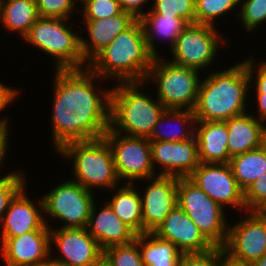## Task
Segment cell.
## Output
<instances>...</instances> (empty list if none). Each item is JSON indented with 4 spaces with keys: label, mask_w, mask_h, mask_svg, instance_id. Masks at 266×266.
<instances>
[{
    "label": "cell",
    "mask_w": 266,
    "mask_h": 266,
    "mask_svg": "<svg viewBox=\"0 0 266 266\" xmlns=\"http://www.w3.org/2000/svg\"><path fill=\"white\" fill-rule=\"evenodd\" d=\"M52 79L50 148L57 152L70 142L103 137L110 127L112 84L88 67L54 70Z\"/></svg>",
    "instance_id": "cell-1"
},
{
    "label": "cell",
    "mask_w": 266,
    "mask_h": 266,
    "mask_svg": "<svg viewBox=\"0 0 266 266\" xmlns=\"http://www.w3.org/2000/svg\"><path fill=\"white\" fill-rule=\"evenodd\" d=\"M230 64L202 76L193 110L196 121H226L249 111L250 79L245 62Z\"/></svg>",
    "instance_id": "cell-2"
},
{
    "label": "cell",
    "mask_w": 266,
    "mask_h": 266,
    "mask_svg": "<svg viewBox=\"0 0 266 266\" xmlns=\"http://www.w3.org/2000/svg\"><path fill=\"white\" fill-rule=\"evenodd\" d=\"M153 60L137 19L101 50L88 63V68L109 82H143Z\"/></svg>",
    "instance_id": "cell-3"
},
{
    "label": "cell",
    "mask_w": 266,
    "mask_h": 266,
    "mask_svg": "<svg viewBox=\"0 0 266 266\" xmlns=\"http://www.w3.org/2000/svg\"><path fill=\"white\" fill-rule=\"evenodd\" d=\"M143 82H119L111 89L110 128L128 136L149 138L166 108ZM146 88V90H145ZM148 89V90H147ZM152 92V94H151Z\"/></svg>",
    "instance_id": "cell-4"
},
{
    "label": "cell",
    "mask_w": 266,
    "mask_h": 266,
    "mask_svg": "<svg viewBox=\"0 0 266 266\" xmlns=\"http://www.w3.org/2000/svg\"><path fill=\"white\" fill-rule=\"evenodd\" d=\"M56 154L70 162L69 172L73 171L69 178L88 191L106 193L121 184L111 147L104 137L67 143Z\"/></svg>",
    "instance_id": "cell-5"
},
{
    "label": "cell",
    "mask_w": 266,
    "mask_h": 266,
    "mask_svg": "<svg viewBox=\"0 0 266 266\" xmlns=\"http://www.w3.org/2000/svg\"><path fill=\"white\" fill-rule=\"evenodd\" d=\"M74 19L39 17L23 37L32 49L53 58L54 70L85 69L88 63L80 49V31ZM72 21V22H71ZM71 24V25H70ZM75 28H77L75 30ZM29 44V45H28ZM51 56V57H50Z\"/></svg>",
    "instance_id": "cell-6"
},
{
    "label": "cell",
    "mask_w": 266,
    "mask_h": 266,
    "mask_svg": "<svg viewBox=\"0 0 266 266\" xmlns=\"http://www.w3.org/2000/svg\"><path fill=\"white\" fill-rule=\"evenodd\" d=\"M201 73L160 56L154 57L144 82L156 88L153 93L166 109L193 111L203 76Z\"/></svg>",
    "instance_id": "cell-7"
},
{
    "label": "cell",
    "mask_w": 266,
    "mask_h": 266,
    "mask_svg": "<svg viewBox=\"0 0 266 266\" xmlns=\"http://www.w3.org/2000/svg\"><path fill=\"white\" fill-rule=\"evenodd\" d=\"M43 194L44 218L50 228L87 227L92 206L97 196L70 178L58 181ZM53 221L57 225L50 221ZM51 223V224H50ZM59 225V226H58ZM54 226V227H53Z\"/></svg>",
    "instance_id": "cell-8"
},
{
    "label": "cell",
    "mask_w": 266,
    "mask_h": 266,
    "mask_svg": "<svg viewBox=\"0 0 266 266\" xmlns=\"http://www.w3.org/2000/svg\"><path fill=\"white\" fill-rule=\"evenodd\" d=\"M219 29V30H218ZM222 28L201 23L188 24L183 32L178 36L175 46L168 50V60L176 65L197 69L200 72L212 70L219 59V52L230 46L227 37L222 35ZM224 43V44H223ZM219 51V52H218ZM171 59V60H170ZM212 66V67H211ZM208 68V69H207ZM206 69V70H205Z\"/></svg>",
    "instance_id": "cell-9"
},
{
    "label": "cell",
    "mask_w": 266,
    "mask_h": 266,
    "mask_svg": "<svg viewBox=\"0 0 266 266\" xmlns=\"http://www.w3.org/2000/svg\"><path fill=\"white\" fill-rule=\"evenodd\" d=\"M177 203L215 247L226 244L229 220L232 219L188 177L178 178Z\"/></svg>",
    "instance_id": "cell-10"
},
{
    "label": "cell",
    "mask_w": 266,
    "mask_h": 266,
    "mask_svg": "<svg viewBox=\"0 0 266 266\" xmlns=\"http://www.w3.org/2000/svg\"><path fill=\"white\" fill-rule=\"evenodd\" d=\"M103 137L111 147L115 171L121 183L134 184L157 176L148 138L117 133L110 127Z\"/></svg>",
    "instance_id": "cell-11"
},
{
    "label": "cell",
    "mask_w": 266,
    "mask_h": 266,
    "mask_svg": "<svg viewBox=\"0 0 266 266\" xmlns=\"http://www.w3.org/2000/svg\"><path fill=\"white\" fill-rule=\"evenodd\" d=\"M188 178L227 212L232 207L240 213L245 212L244 191L229 163H200Z\"/></svg>",
    "instance_id": "cell-12"
},
{
    "label": "cell",
    "mask_w": 266,
    "mask_h": 266,
    "mask_svg": "<svg viewBox=\"0 0 266 266\" xmlns=\"http://www.w3.org/2000/svg\"><path fill=\"white\" fill-rule=\"evenodd\" d=\"M134 184L141 197L142 234L154 232L178 205V178L157 175Z\"/></svg>",
    "instance_id": "cell-13"
},
{
    "label": "cell",
    "mask_w": 266,
    "mask_h": 266,
    "mask_svg": "<svg viewBox=\"0 0 266 266\" xmlns=\"http://www.w3.org/2000/svg\"><path fill=\"white\" fill-rule=\"evenodd\" d=\"M50 256L69 266H94L103 250L86 227L50 228Z\"/></svg>",
    "instance_id": "cell-14"
},
{
    "label": "cell",
    "mask_w": 266,
    "mask_h": 266,
    "mask_svg": "<svg viewBox=\"0 0 266 266\" xmlns=\"http://www.w3.org/2000/svg\"><path fill=\"white\" fill-rule=\"evenodd\" d=\"M241 214L239 222H229L227 241L222 248L234 259L253 263L266 254V220L254 211Z\"/></svg>",
    "instance_id": "cell-15"
},
{
    "label": "cell",
    "mask_w": 266,
    "mask_h": 266,
    "mask_svg": "<svg viewBox=\"0 0 266 266\" xmlns=\"http://www.w3.org/2000/svg\"><path fill=\"white\" fill-rule=\"evenodd\" d=\"M150 147L157 175L187 178L200 165L195 134L179 142L150 141Z\"/></svg>",
    "instance_id": "cell-16"
},
{
    "label": "cell",
    "mask_w": 266,
    "mask_h": 266,
    "mask_svg": "<svg viewBox=\"0 0 266 266\" xmlns=\"http://www.w3.org/2000/svg\"><path fill=\"white\" fill-rule=\"evenodd\" d=\"M28 185L26 184L10 201L0 222V238L18 237L35 230H50L44 218L42 197L38 195V198L30 199Z\"/></svg>",
    "instance_id": "cell-17"
},
{
    "label": "cell",
    "mask_w": 266,
    "mask_h": 266,
    "mask_svg": "<svg viewBox=\"0 0 266 266\" xmlns=\"http://www.w3.org/2000/svg\"><path fill=\"white\" fill-rule=\"evenodd\" d=\"M153 233L172 242L182 254L206 253L215 248L178 205Z\"/></svg>",
    "instance_id": "cell-18"
},
{
    "label": "cell",
    "mask_w": 266,
    "mask_h": 266,
    "mask_svg": "<svg viewBox=\"0 0 266 266\" xmlns=\"http://www.w3.org/2000/svg\"><path fill=\"white\" fill-rule=\"evenodd\" d=\"M50 256V230H35L13 238H0L4 265L40 266Z\"/></svg>",
    "instance_id": "cell-19"
},
{
    "label": "cell",
    "mask_w": 266,
    "mask_h": 266,
    "mask_svg": "<svg viewBox=\"0 0 266 266\" xmlns=\"http://www.w3.org/2000/svg\"><path fill=\"white\" fill-rule=\"evenodd\" d=\"M137 19L130 13L119 14L105 19L81 20L80 49L84 60L89 63L101 50ZM84 25H83V24ZM87 34L86 36L82 34Z\"/></svg>",
    "instance_id": "cell-20"
},
{
    "label": "cell",
    "mask_w": 266,
    "mask_h": 266,
    "mask_svg": "<svg viewBox=\"0 0 266 266\" xmlns=\"http://www.w3.org/2000/svg\"><path fill=\"white\" fill-rule=\"evenodd\" d=\"M101 197H98L91 209L86 227L89 234L102 250L113 245L128 244L134 241L137 234L119 219L109 204L105 200L102 205L101 202L97 204Z\"/></svg>",
    "instance_id": "cell-21"
},
{
    "label": "cell",
    "mask_w": 266,
    "mask_h": 266,
    "mask_svg": "<svg viewBox=\"0 0 266 266\" xmlns=\"http://www.w3.org/2000/svg\"><path fill=\"white\" fill-rule=\"evenodd\" d=\"M195 136L200 163H229L226 121H196Z\"/></svg>",
    "instance_id": "cell-22"
},
{
    "label": "cell",
    "mask_w": 266,
    "mask_h": 266,
    "mask_svg": "<svg viewBox=\"0 0 266 266\" xmlns=\"http://www.w3.org/2000/svg\"><path fill=\"white\" fill-rule=\"evenodd\" d=\"M227 122L229 161L233 156L263 145L265 124L249 111L232 117Z\"/></svg>",
    "instance_id": "cell-23"
},
{
    "label": "cell",
    "mask_w": 266,
    "mask_h": 266,
    "mask_svg": "<svg viewBox=\"0 0 266 266\" xmlns=\"http://www.w3.org/2000/svg\"><path fill=\"white\" fill-rule=\"evenodd\" d=\"M141 22L147 47L154 57L162 56L158 43L162 47L167 44L170 50L175 46L178 36L183 32L188 23L180 17H169L163 15H142ZM161 50V51H160Z\"/></svg>",
    "instance_id": "cell-24"
},
{
    "label": "cell",
    "mask_w": 266,
    "mask_h": 266,
    "mask_svg": "<svg viewBox=\"0 0 266 266\" xmlns=\"http://www.w3.org/2000/svg\"><path fill=\"white\" fill-rule=\"evenodd\" d=\"M104 199L119 219L137 235L142 234V206L139 190L135 184L121 183ZM114 193V194H113Z\"/></svg>",
    "instance_id": "cell-25"
},
{
    "label": "cell",
    "mask_w": 266,
    "mask_h": 266,
    "mask_svg": "<svg viewBox=\"0 0 266 266\" xmlns=\"http://www.w3.org/2000/svg\"><path fill=\"white\" fill-rule=\"evenodd\" d=\"M195 123L194 111L166 109L154 125L148 139L174 142L188 139L195 134Z\"/></svg>",
    "instance_id": "cell-26"
},
{
    "label": "cell",
    "mask_w": 266,
    "mask_h": 266,
    "mask_svg": "<svg viewBox=\"0 0 266 266\" xmlns=\"http://www.w3.org/2000/svg\"><path fill=\"white\" fill-rule=\"evenodd\" d=\"M39 18L36 0H5L0 2V26L8 34L17 33L21 40ZM11 32V33H10Z\"/></svg>",
    "instance_id": "cell-27"
},
{
    "label": "cell",
    "mask_w": 266,
    "mask_h": 266,
    "mask_svg": "<svg viewBox=\"0 0 266 266\" xmlns=\"http://www.w3.org/2000/svg\"><path fill=\"white\" fill-rule=\"evenodd\" d=\"M139 249L145 266H178L181 251L153 232L139 235Z\"/></svg>",
    "instance_id": "cell-28"
},
{
    "label": "cell",
    "mask_w": 266,
    "mask_h": 266,
    "mask_svg": "<svg viewBox=\"0 0 266 266\" xmlns=\"http://www.w3.org/2000/svg\"><path fill=\"white\" fill-rule=\"evenodd\" d=\"M229 165L239 187L245 191L247 187L266 173V147H261L233 156Z\"/></svg>",
    "instance_id": "cell-29"
},
{
    "label": "cell",
    "mask_w": 266,
    "mask_h": 266,
    "mask_svg": "<svg viewBox=\"0 0 266 266\" xmlns=\"http://www.w3.org/2000/svg\"><path fill=\"white\" fill-rule=\"evenodd\" d=\"M239 6L240 0H195V23L219 27L220 21L228 20L226 17L238 16Z\"/></svg>",
    "instance_id": "cell-30"
},
{
    "label": "cell",
    "mask_w": 266,
    "mask_h": 266,
    "mask_svg": "<svg viewBox=\"0 0 266 266\" xmlns=\"http://www.w3.org/2000/svg\"><path fill=\"white\" fill-rule=\"evenodd\" d=\"M233 20L242 25L240 29L242 32L246 30L248 38L249 35H254L259 27L266 25V0H240L237 19Z\"/></svg>",
    "instance_id": "cell-31"
},
{
    "label": "cell",
    "mask_w": 266,
    "mask_h": 266,
    "mask_svg": "<svg viewBox=\"0 0 266 266\" xmlns=\"http://www.w3.org/2000/svg\"><path fill=\"white\" fill-rule=\"evenodd\" d=\"M103 259L109 266H145L139 249V235L131 243L105 248Z\"/></svg>",
    "instance_id": "cell-32"
},
{
    "label": "cell",
    "mask_w": 266,
    "mask_h": 266,
    "mask_svg": "<svg viewBox=\"0 0 266 266\" xmlns=\"http://www.w3.org/2000/svg\"><path fill=\"white\" fill-rule=\"evenodd\" d=\"M144 15L180 17L192 24L195 23V0H153L152 8Z\"/></svg>",
    "instance_id": "cell-33"
},
{
    "label": "cell",
    "mask_w": 266,
    "mask_h": 266,
    "mask_svg": "<svg viewBox=\"0 0 266 266\" xmlns=\"http://www.w3.org/2000/svg\"><path fill=\"white\" fill-rule=\"evenodd\" d=\"M17 170V171H16ZM11 170L8 174L0 175V222L13 197L30 181L27 180L25 170ZM24 171V172H23Z\"/></svg>",
    "instance_id": "cell-34"
},
{
    "label": "cell",
    "mask_w": 266,
    "mask_h": 266,
    "mask_svg": "<svg viewBox=\"0 0 266 266\" xmlns=\"http://www.w3.org/2000/svg\"><path fill=\"white\" fill-rule=\"evenodd\" d=\"M122 11L118 0H85L79 5L80 20L105 19Z\"/></svg>",
    "instance_id": "cell-35"
},
{
    "label": "cell",
    "mask_w": 266,
    "mask_h": 266,
    "mask_svg": "<svg viewBox=\"0 0 266 266\" xmlns=\"http://www.w3.org/2000/svg\"><path fill=\"white\" fill-rule=\"evenodd\" d=\"M36 5L39 17L75 19L79 12L76 0H36Z\"/></svg>",
    "instance_id": "cell-36"
},
{
    "label": "cell",
    "mask_w": 266,
    "mask_h": 266,
    "mask_svg": "<svg viewBox=\"0 0 266 266\" xmlns=\"http://www.w3.org/2000/svg\"><path fill=\"white\" fill-rule=\"evenodd\" d=\"M249 55L250 56L247 55V57H244V59L242 56V60L245 62L250 79V93H266V58L259 61L254 54Z\"/></svg>",
    "instance_id": "cell-37"
},
{
    "label": "cell",
    "mask_w": 266,
    "mask_h": 266,
    "mask_svg": "<svg viewBox=\"0 0 266 266\" xmlns=\"http://www.w3.org/2000/svg\"><path fill=\"white\" fill-rule=\"evenodd\" d=\"M266 200V173L244 191L245 212L254 211Z\"/></svg>",
    "instance_id": "cell-38"
},
{
    "label": "cell",
    "mask_w": 266,
    "mask_h": 266,
    "mask_svg": "<svg viewBox=\"0 0 266 266\" xmlns=\"http://www.w3.org/2000/svg\"><path fill=\"white\" fill-rule=\"evenodd\" d=\"M220 247L206 253L182 254L178 266H219Z\"/></svg>",
    "instance_id": "cell-39"
},
{
    "label": "cell",
    "mask_w": 266,
    "mask_h": 266,
    "mask_svg": "<svg viewBox=\"0 0 266 266\" xmlns=\"http://www.w3.org/2000/svg\"><path fill=\"white\" fill-rule=\"evenodd\" d=\"M20 87L18 88L17 86L13 87L7 85L6 83L4 84L1 80L0 82V114H5L7 111V108L11 107L13 103L15 104V101L20 98V94L23 92L22 90L20 91ZM19 96V97H18ZM14 101V102H13ZM4 112V113H3ZM0 115V124H5V123H12L10 121V117L5 115ZM9 118V119H8Z\"/></svg>",
    "instance_id": "cell-40"
},
{
    "label": "cell",
    "mask_w": 266,
    "mask_h": 266,
    "mask_svg": "<svg viewBox=\"0 0 266 266\" xmlns=\"http://www.w3.org/2000/svg\"><path fill=\"white\" fill-rule=\"evenodd\" d=\"M122 11L132 14L136 19L148 12L153 0H118ZM147 8V9H146Z\"/></svg>",
    "instance_id": "cell-41"
},
{
    "label": "cell",
    "mask_w": 266,
    "mask_h": 266,
    "mask_svg": "<svg viewBox=\"0 0 266 266\" xmlns=\"http://www.w3.org/2000/svg\"><path fill=\"white\" fill-rule=\"evenodd\" d=\"M10 132H11L10 123L0 124V175H1V173L2 174H8L7 172L5 173L3 170L5 168V166H4L5 163H7V162H5L7 160L6 157L7 158L10 157V155L8 156V151L11 149V148H9L10 144H11V143H9L10 142L9 139H10V137L12 138L11 135L13 134ZM2 168H3V170L1 172Z\"/></svg>",
    "instance_id": "cell-42"
},
{
    "label": "cell",
    "mask_w": 266,
    "mask_h": 266,
    "mask_svg": "<svg viewBox=\"0 0 266 266\" xmlns=\"http://www.w3.org/2000/svg\"><path fill=\"white\" fill-rule=\"evenodd\" d=\"M250 93V97L252 96V100L250 102V106H252V102H255L254 104V110L251 107L249 109V112L254 115L259 121L263 122L266 124V93ZM255 97V99H254ZM254 100V101H253ZM253 110V111H252Z\"/></svg>",
    "instance_id": "cell-43"
},
{
    "label": "cell",
    "mask_w": 266,
    "mask_h": 266,
    "mask_svg": "<svg viewBox=\"0 0 266 266\" xmlns=\"http://www.w3.org/2000/svg\"><path fill=\"white\" fill-rule=\"evenodd\" d=\"M219 266H253L252 263L239 261L227 254L222 247H220V263Z\"/></svg>",
    "instance_id": "cell-44"
},
{
    "label": "cell",
    "mask_w": 266,
    "mask_h": 266,
    "mask_svg": "<svg viewBox=\"0 0 266 266\" xmlns=\"http://www.w3.org/2000/svg\"><path fill=\"white\" fill-rule=\"evenodd\" d=\"M40 266H69L66 263L60 262L49 256Z\"/></svg>",
    "instance_id": "cell-45"
},
{
    "label": "cell",
    "mask_w": 266,
    "mask_h": 266,
    "mask_svg": "<svg viewBox=\"0 0 266 266\" xmlns=\"http://www.w3.org/2000/svg\"><path fill=\"white\" fill-rule=\"evenodd\" d=\"M254 212L262 219L266 220V200L261 203Z\"/></svg>",
    "instance_id": "cell-46"
},
{
    "label": "cell",
    "mask_w": 266,
    "mask_h": 266,
    "mask_svg": "<svg viewBox=\"0 0 266 266\" xmlns=\"http://www.w3.org/2000/svg\"><path fill=\"white\" fill-rule=\"evenodd\" d=\"M253 266H266V254L252 263Z\"/></svg>",
    "instance_id": "cell-47"
},
{
    "label": "cell",
    "mask_w": 266,
    "mask_h": 266,
    "mask_svg": "<svg viewBox=\"0 0 266 266\" xmlns=\"http://www.w3.org/2000/svg\"><path fill=\"white\" fill-rule=\"evenodd\" d=\"M94 266H109L108 263L102 258L97 264Z\"/></svg>",
    "instance_id": "cell-48"
},
{
    "label": "cell",
    "mask_w": 266,
    "mask_h": 266,
    "mask_svg": "<svg viewBox=\"0 0 266 266\" xmlns=\"http://www.w3.org/2000/svg\"><path fill=\"white\" fill-rule=\"evenodd\" d=\"M263 145L266 147V124L264 127V139H263Z\"/></svg>",
    "instance_id": "cell-49"
},
{
    "label": "cell",
    "mask_w": 266,
    "mask_h": 266,
    "mask_svg": "<svg viewBox=\"0 0 266 266\" xmlns=\"http://www.w3.org/2000/svg\"><path fill=\"white\" fill-rule=\"evenodd\" d=\"M77 3L80 5L82 2H84L85 0H76Z\"/></svg>",
    "instance_id": "cell-50"
}]
</instances>
